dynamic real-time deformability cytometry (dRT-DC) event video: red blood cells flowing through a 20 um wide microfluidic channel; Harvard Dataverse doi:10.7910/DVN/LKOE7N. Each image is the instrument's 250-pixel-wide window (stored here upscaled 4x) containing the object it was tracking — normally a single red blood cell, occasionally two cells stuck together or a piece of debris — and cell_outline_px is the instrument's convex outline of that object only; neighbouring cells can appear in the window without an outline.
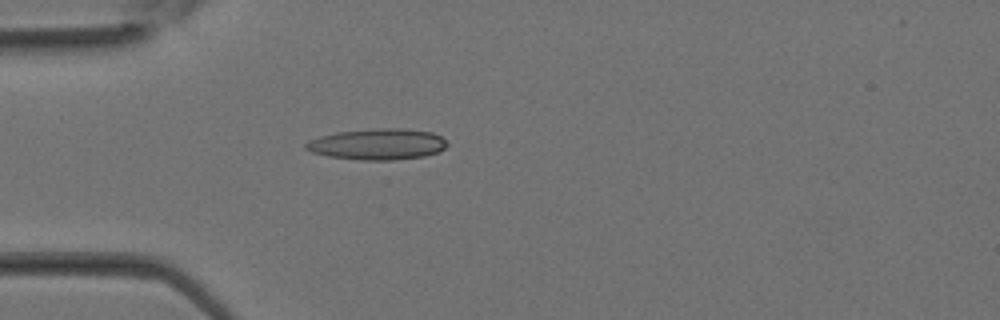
{"species": "Egyptian fruit bat (a non-hibernating species)", "species_latin": "Rousettus aegyptiacus", "temperature_condition": "room temperature", "stored_images_in_passage": 28, "camera_frame_rate_fps": 3000, "um_per_image_px": 0.085, "animal": {"sex": "female"}, "frame": {"image": 1, "passage_image": 2, "time_ms": 0.333, "image_size_px": [1000, 320], "cell_outline_px": [[448, 144], [440, 152], [424, 156], [396, 160], [360, 160], [328, 156], [312, 152], [304, 148], [304, 144], [308, 140], [320, 136], [336, 132], [380, 128], [404, 128], [432, 132], [440, 136]], "centroid_in_image_um": [32.09, 12.26], "position_along_channel_um": 52.9, "area_um2": 25.72}}
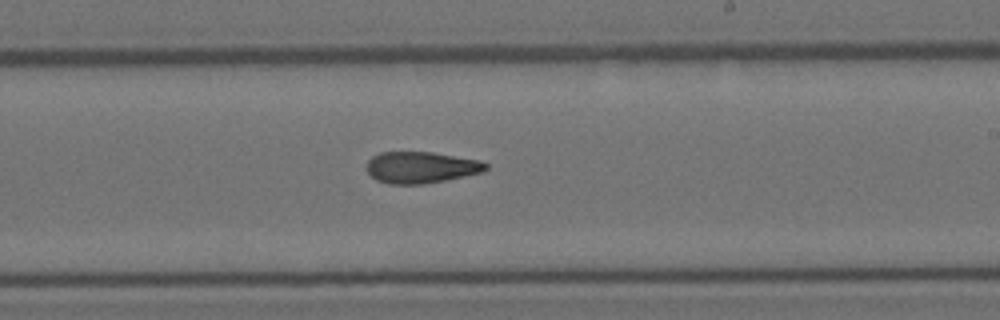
{"frame": {"image": 2, "passage_image": 13, "time_ms": 4.0, "image_size_px": [1000, 320], "cell_outline_px": [[488, 168], [484, 172], [424, 184], [388, 184], [376, 180], [364, 168], [368, 160], [372, 156], [380, 152], [432, 152], [480, 160], [488, 164]], "centroid_in_image_um": [35.76, 14.22], "position_along_channel_um": 253.2, "area_um2": 22.02}}
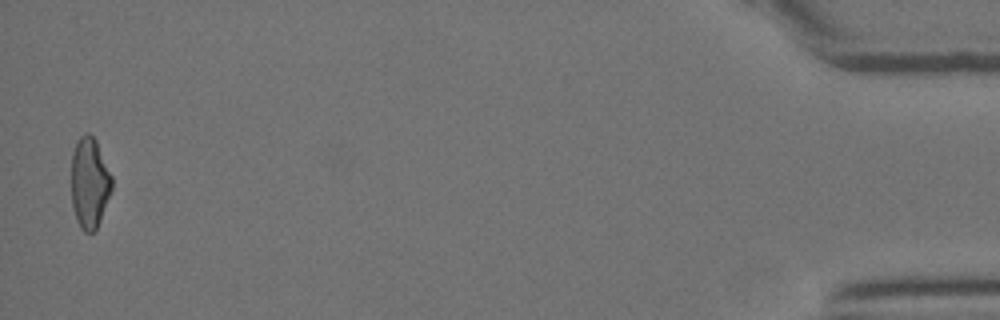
{"frame": {"image": 3, "passage_image": 27, "time_ms": 8.667, "image_size_px": [1000, 320], "cell_outline_px": [[112, 188], [100, 220], [96, 228], [92, 232], [84, 232], [80, 228], [76, 220], [72, 204], [72, 152], [80, 136], [84, 132], [88, 132], [96, 140], [112, 176]], "centroid_in_image_um": [7.61, 15.53], "position_along_channel_um": 427.6, "area_um2": 21.33}}